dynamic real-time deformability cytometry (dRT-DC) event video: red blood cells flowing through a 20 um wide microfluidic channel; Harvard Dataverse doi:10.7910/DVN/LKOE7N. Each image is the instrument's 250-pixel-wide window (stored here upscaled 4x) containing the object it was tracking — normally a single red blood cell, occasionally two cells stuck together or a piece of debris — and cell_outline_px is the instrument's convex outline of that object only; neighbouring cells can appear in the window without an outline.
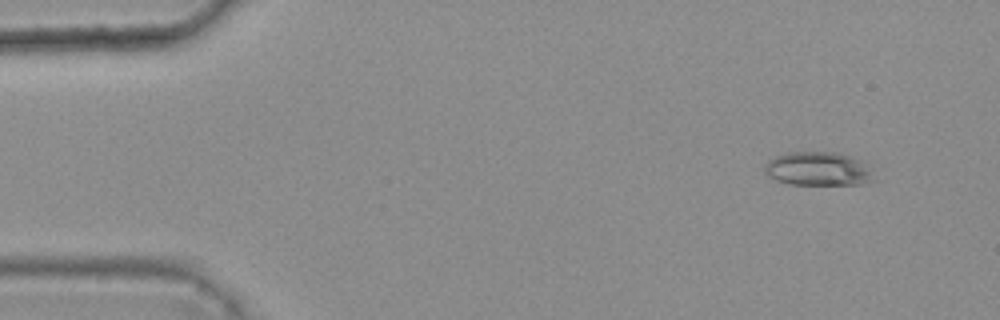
{"species": "common noctule bat (a hibernating species)", "species_latin": "Nyctalus noctula", "temperature_condition": "warm", "stored_images_in_passage": 6, "camera_frame_rate_fps": 3000, "um_per_image_px": 0.085, "animal": {"sex": "female", "body_mass_g": 25.1}, "frame": {"image": 1, "passage_image": 2, "time_ms": 0.333, "image_size_px": [1000, 320], "cell_outline_px": [[876, 180], [860, 184], [788, 184], [776, 180], [768, 176], [764, 172], [764, 164], [768, 160], [784, 152], [840, 152], [852, 156], [860, 160]], "centroid_in_image_um": [69.48, 14.34], "position_along_channel_um": 15.5, "area_um2": 21.5}}
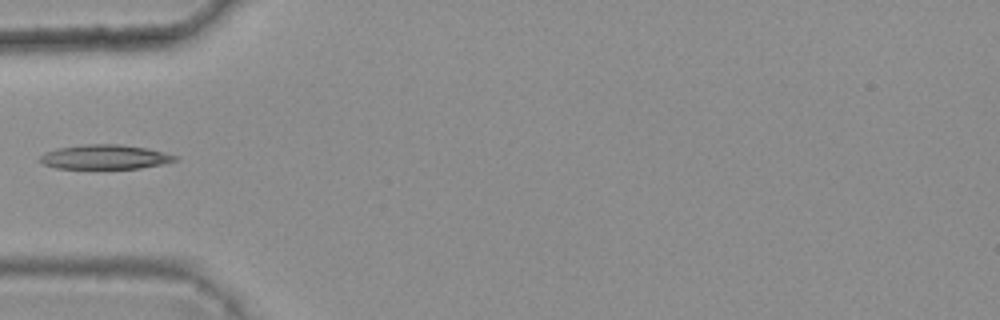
{"frame": {"image": 2, "passage_image": 5, "time_ms": 1.333, "image_size_px": [1000, 320], "cell_outline_px": [[180, 156], [176, 160], [164, 164], [140, 168], [56, 168], [44, 164], [36, 160], [44, 152], [56, 148], [84, 144], [120, 144], [148, 148]], "centroid_in_image_um": [8.91, 13.33], "position_along_channel_um": 76.1, "area_um2": 19.42}}
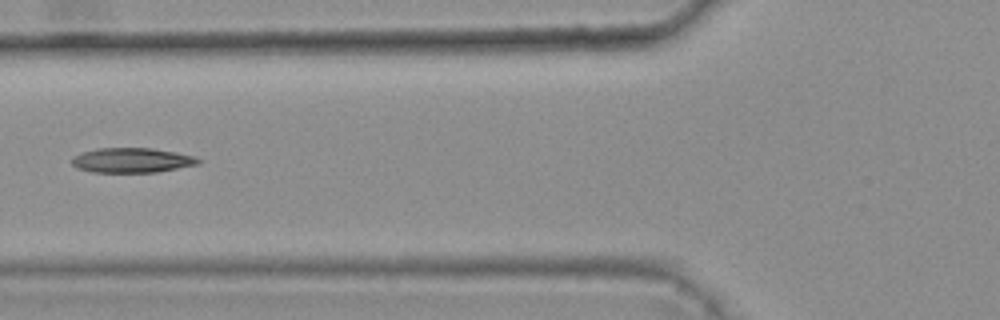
{"frame": {"image": 3, "passage_image": 6, "time_ms": 1.667, "image_size_px": [1000, 320], "cell_outline_px": [[200, 164], [156, 172], [92, 172], [76, 168], [72, 164], [72, 160], [76, 156], [84, 152], [96, 148], [152, 148], [176, 152], [196, 156], [200, 160]], "centroid_in_image_um": [11.25, 13.62], "position_along_channel_um": 114.6, "area_um2": 18.21}}